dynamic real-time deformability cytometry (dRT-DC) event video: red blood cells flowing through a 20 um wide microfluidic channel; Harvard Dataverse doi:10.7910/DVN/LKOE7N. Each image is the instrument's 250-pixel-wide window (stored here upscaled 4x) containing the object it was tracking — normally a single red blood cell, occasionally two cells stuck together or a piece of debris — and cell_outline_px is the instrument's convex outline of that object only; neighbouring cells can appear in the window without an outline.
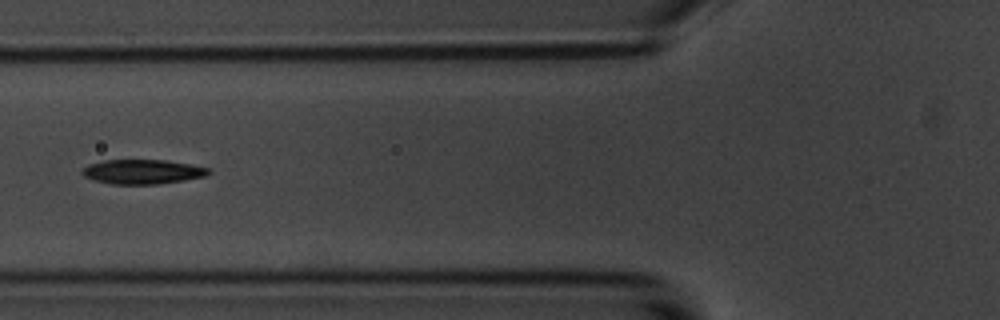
{"species": "common noctule bat (a hibernating species)", "species_latin": "Nyctalus noctula", "temperature_condition": "room temperature", "stored_images_in_passage": 4, "camera_frame_rate_fps": 3000, "um_per_image_px": 0.085, "animal": {"sex": "male", "body_mass_g": 20.1, "forearm_length_mm": 53.5}, "frame": {"image": 1, "passage_image": 2, "time_ms": 1.0, "image_size_px": [1000, 320], "cell_outline_px": [[212, 172], [204, 176], [184, 180], [156, 184], [112, 184], [96, 180], [84, 176], [80, 172], [88, 164], [104, 160], [164, 160], [212, 168]], "centroid_in_image_um": [12.13, 14.59], "position_along_channel_um": 113.7, "area_um2": 17.92}}
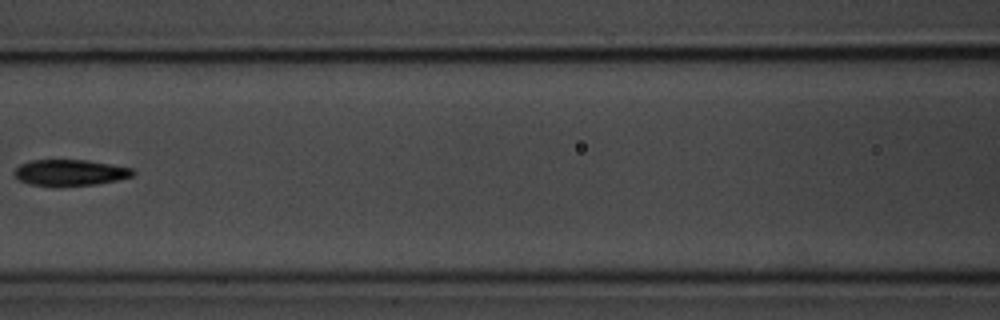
{"frame": {"image": 2, "passage_image": 3, "time_ms": 2.333, "image_size_px": [1000, 320], "cell_outline_px": [[136, 172], [132, 176], [116, 180], [96, 184], [56, 188], [28, 184], [16, 180], [12, 172], [20, 164], [32, 160], [88, 160], [112, 164], [132, 168]], "centroid_in_image_um": [5.89, 14.7], "position_along_channel_um": 160.7, "area_um2": 18.67}}
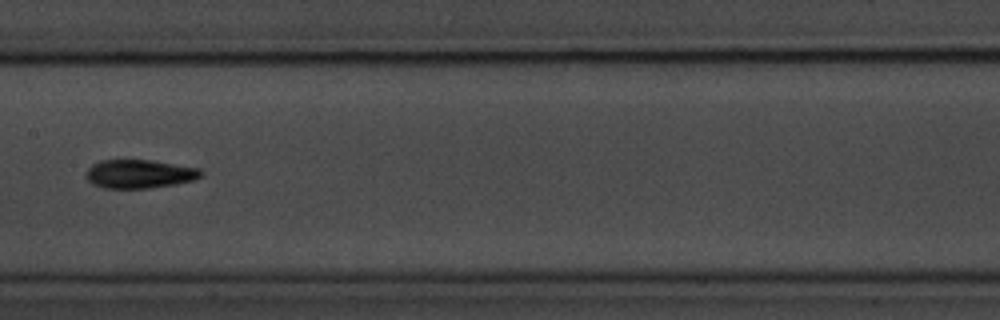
{"frame": {"image": 3, "passage_image": 4, "time_ms": 3.333, "image_size_px": [1000, 320], "cell_outline_px": [[204, 172], [200, 176], [192, 180], [176, 184], [148, 188], [104, 188], [92, 184], [88, 180], [84, 172], [92, 164], [100, 160], [152, 160], [200, 168]], "centroid_in_image_um": [11.83, 14.78], "position_along_channel_um": 195.6, "area_um2": 19.25}}